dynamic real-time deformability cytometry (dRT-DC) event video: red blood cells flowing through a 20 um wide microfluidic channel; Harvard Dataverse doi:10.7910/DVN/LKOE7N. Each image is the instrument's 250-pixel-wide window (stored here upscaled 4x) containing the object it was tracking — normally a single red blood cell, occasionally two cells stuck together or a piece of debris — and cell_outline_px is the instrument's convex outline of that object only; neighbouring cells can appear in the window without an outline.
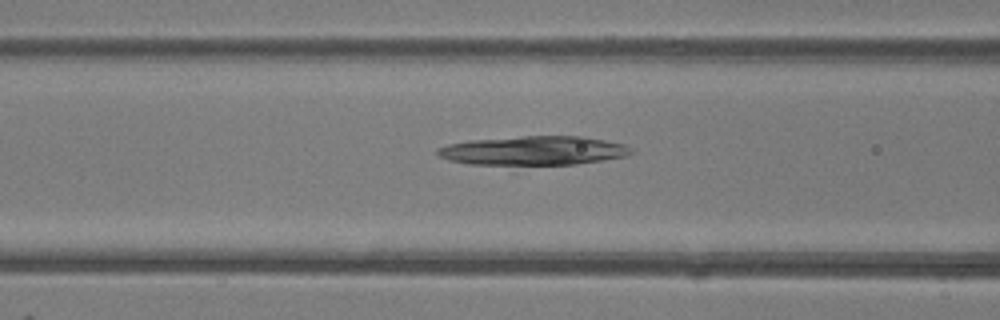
{"species": "common noctule bat (a hibernating species)", "species_latin": "Nyctalus noctula", "temperature_condition": "room temperature", "stored_images_in_passage": 34, "camera_frame_rate_fps": 3000, "um_per_image_px": 0.085, "animal": {"sex": "female"}, "frame": {"image": 1, "passage_image": 14, "time_ms": 4.333, "image_size_px": [1000, 320], "cell_outline_px": [[636, 152], [624, 156], [604, 160], [576, 164], [468, 164], [448, 160], [440, 156], [436, 152], [436, 148], [448, 144], [468, 140], [524, 136], [584, 136], [624, 144], [632, 148]], "centroid_in_image_um": [45.35, 12.79], "position_along_channel_um": 121.2, "area_um2": 32.71}}
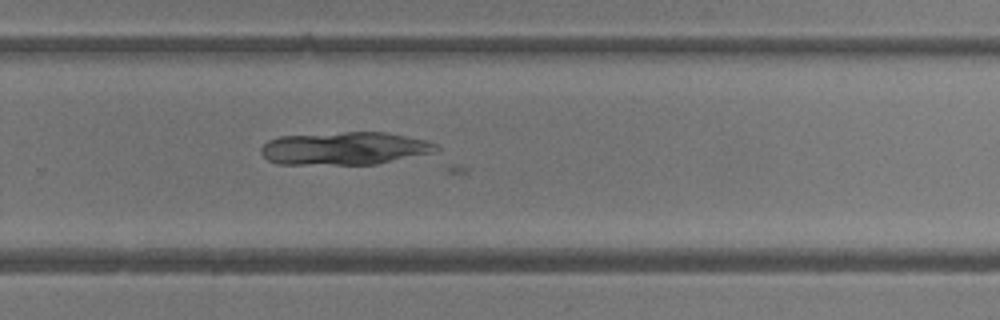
{"frame": {"image": 2, "passage_image": 27, "time_ms": 8.667, "image_size_px": [1000, 320], "cell_outline_px": [[440, 148], [436, 152], [376, 164], [276, 164], [268, 160], [260, 152], [260, 148], [268, 140], [280, 136], [344, 132], [388, 132], [424, 140], [436, 144]], "centroid_in_image_um": [29.29, 12.61], "position_along_channel_um": 300.5, "area_um2": 33.58}}
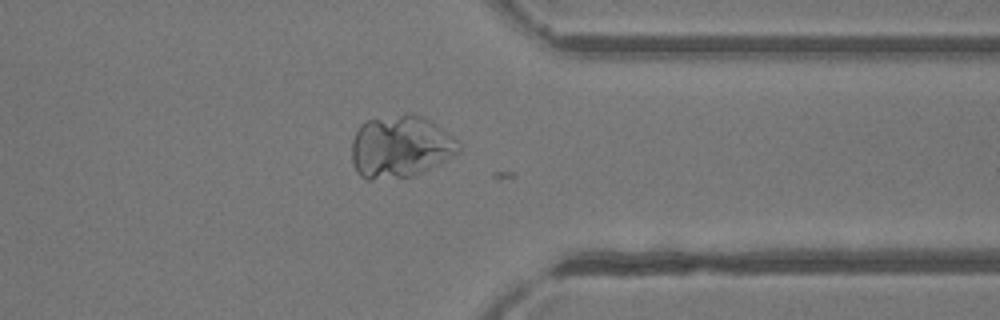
{"frame": {"image": 3, "passage_image": 33, "time_ms": 10.667, "image_size_px": [1000, 320], "cell_outline_px": [[460, 152], [412, 176], [368, 180], [364, 180], [356, 172], [352, 160], [352, 140], [360, 124], [368, 120], [400, 116], [420, 116], [436, 124], [460, 140]], "centroid_in_image_um": [34.02, 12.5], "position_along_channel_um": 377.4, "area_um2": 38.15}}